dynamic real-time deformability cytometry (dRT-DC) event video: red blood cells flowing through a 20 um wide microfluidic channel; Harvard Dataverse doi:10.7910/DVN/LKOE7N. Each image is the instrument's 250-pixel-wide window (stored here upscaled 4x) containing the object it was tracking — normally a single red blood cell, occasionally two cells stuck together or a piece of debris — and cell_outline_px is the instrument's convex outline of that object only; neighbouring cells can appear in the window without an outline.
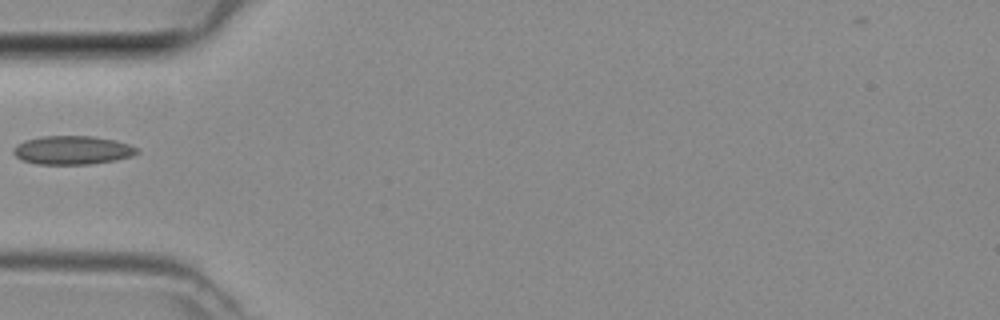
{"species": "common noctule bat (a hibernating species)", "species_latin": "Nyctalus noctula", "temperature_condition": "room temperature", "stored_images_in_passage": 5, "camera_frame_rate_fps": 3000, "um_per_image_px": 0.085, "animal": {"sex": "female", "body_mass_g": 29.2, "forearm_length_mm": 56.3}, "frame": {"image": 1, "passage_image": 5, "time_ms": 1.333, "image_size_px": [1000, 320], "cell_outline_px": [[140, 152], [132, 156], [116, 160], [92, 164], [36, 164], [20, 160], [12, 152], [12, 148], [16, 144], [24, 140], [44, 136], [92, 136], [116, 140], [128, 144], [136, 148]], "centroid_in_image_um": [6.12, 12.76], "position_along_channel_um": 78.9, "area_um2": 20.81}}